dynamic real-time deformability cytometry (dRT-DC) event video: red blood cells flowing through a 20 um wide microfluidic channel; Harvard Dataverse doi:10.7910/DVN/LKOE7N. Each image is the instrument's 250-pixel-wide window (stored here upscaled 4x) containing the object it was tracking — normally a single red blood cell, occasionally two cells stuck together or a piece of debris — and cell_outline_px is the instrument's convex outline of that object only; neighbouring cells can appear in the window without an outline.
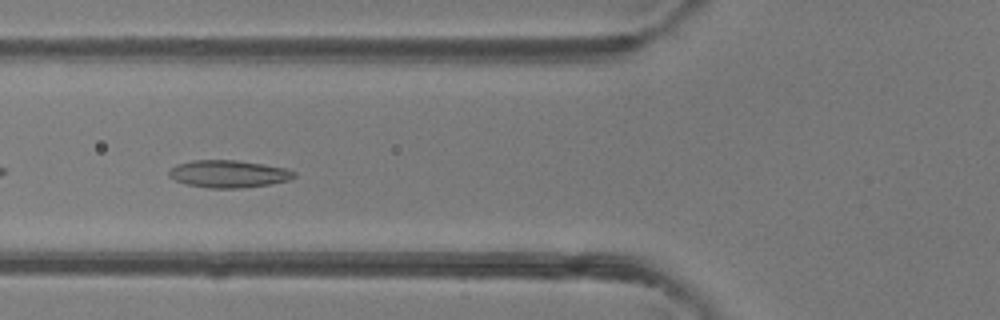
{"species": "common noctule bat (a hibernating species)", "species_latin": "Nyctalus noctula", "temperature_condition": "room temperature", "stored_images_in_passage": 49, "camera_frame_rate_fps": 3000, "um_per_image_px": 0.085, "animal": {"sex": "female"}, "frame": {"image": 1, "passage_image": 19, "time_ms": 6.0, "image_size_px": [1000, 320], "cell_outline_px": [[296, 176], [288, 180], [268, 184], [240, 188], [208, 188], [188, 184], [176, 180], [168, 176], [168, 172], [176, 164], [192, 160], [236, 160], [264, 164], [284, 168], [296, 172]], "centroid_in_image_um": [19.41, 14.77], "position_along_channel_um": 106.4, "area_um2": 19.83}}
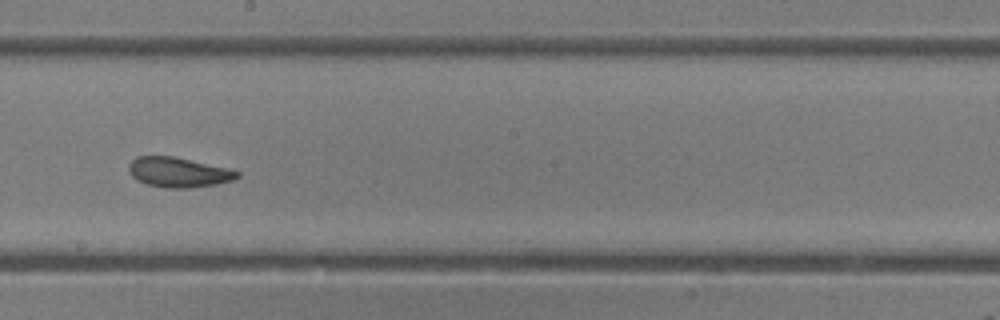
{"frame": {"image": 2, "passage_image": 28, "time_ms": 9.0, "image_size_px": [1000, 320], "cell_outline_px": [[240, 176], [232, 180], [216, 184], [188, 188], [164, 188], [148, 184], [136, 180], [128, 172], [128, 164], [136, 156], [172, 156], [228, 168], [240, 172]], "centroid_in_image_um": [15.14, 14.64], "position_along_channel_um": 233.1, "area_um2": 18.9}}
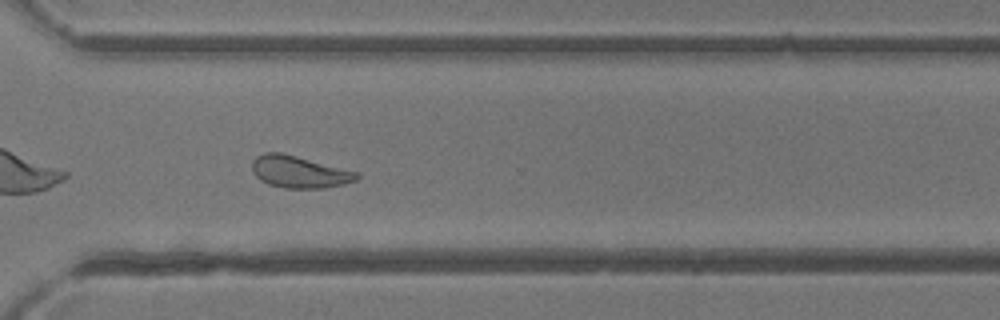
{"frame": {"image": 3, "passage_image": 36, "time_ms": 11.667, "image_size_px": [1000, 320], "cell_outline_px": [[360, 176], [356, 180], [344, 184], [324, 188], [284, 188], [268, 184], [260, 180], [256, 176], [252, 168], [252, 160], [256, 156], [264, 152], [280, 152], [360, 172]], "centroid_in_image_um": [25.44, 14.61], "position_along_channel_um": 345.2, "area_um2": 19.59}, "authors_computed_cell_mechanics": {"area_um2": 20.7502, "velocity_mm_per_s": 4.213, "shape_relaxation_time_tau1_ms": null, "shape_relaxation_time_tau2_ms": 1.9821, "deformation_change_tau1": null, "deformation_change_tau2": 0.0895}}